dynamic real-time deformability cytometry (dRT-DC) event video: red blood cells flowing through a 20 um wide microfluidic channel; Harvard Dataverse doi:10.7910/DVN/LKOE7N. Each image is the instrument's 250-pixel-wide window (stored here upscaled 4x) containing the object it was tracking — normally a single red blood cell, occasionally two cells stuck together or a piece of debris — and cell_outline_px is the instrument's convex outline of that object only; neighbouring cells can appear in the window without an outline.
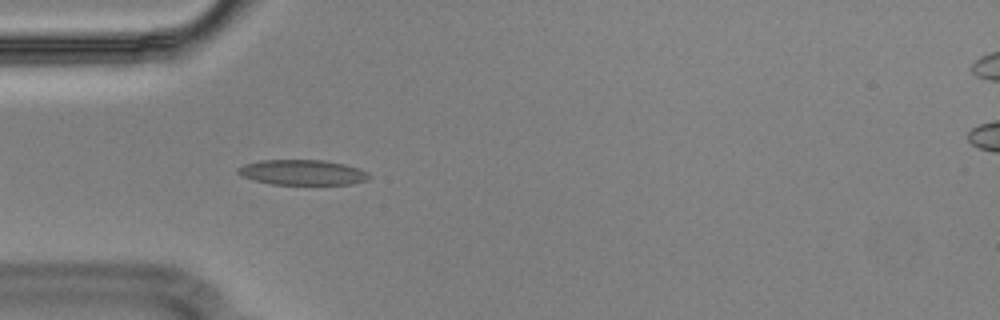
{"species": "Egyptian fruit bat (a non-hibernating species)", "species_latin": "Rousettus aegyptiacus", "temperature_condition": "cold", "stored_images_in_passage": 41, "segment_of_instrument_passage": [1, 2], "camera_frame_rate_fps": 3000, "um_per_image_px": 0.085, "animal": {"sex": "male"}, "frame": {"image": 1, "passage_image": 2, "time_ms": 0.333, "image_size_px": [1000, 320], "cell_outline_px": [[368, 180], [352, 184], [272, 184], [252, 180], [236, 172], [236, 168], [244, 164], [260, 160], [324, 160], [344, 164], [360, 168], [368, 172]], "centroid_in_image_um": [25.7, 14.65], "position_along_channel_um": 59.3, "area_um2": 19.31}}
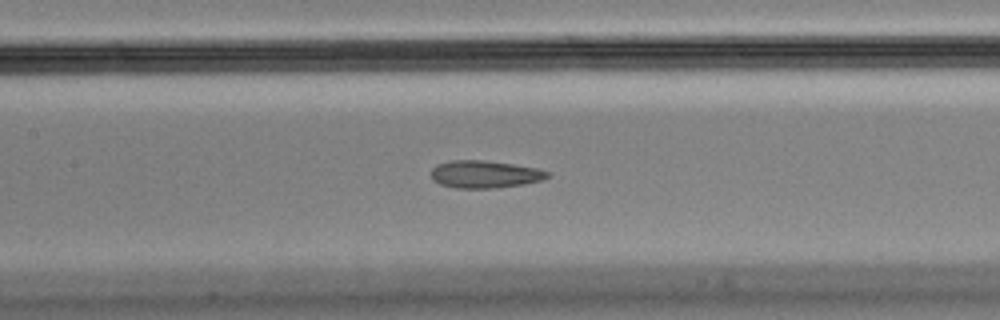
{"frame": {"image": 2, "passage_image": 11, "time_ms": 3.333, "image_size_px": [1000, 320], "cell_outline_px": [[552, 176], [540, 180], [524, 184], [492, 188], [456, 188], [440, 184], [432, 180], [432, 168], [436, 164], [452, 160], [480, 160], [512, 164], [536, 168], [552, 172]], "centroid_in_image_um": [41.21, 14.81], "position_along_channel_um": 166.2, "area_um2": 18.61}}
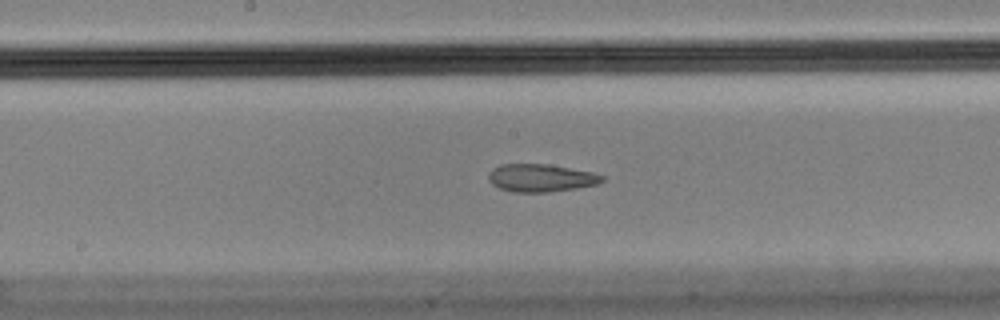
{"frame": {"image": 3, "passage_image": 14, "time_ms": 4.333, "image_size_px": [1000, 320], "cell_outline_px": [[604, 180], [596, 184], [576, 188], [548, 192], [512, 192], [500, 188], [492, 184], [488, 180], [488, 172], [492, 168], [500, 164], [548, 164], [592, 172], [604, 176]], "centroid_in_image_um": [45.93, 15.12], "position_along_channel_um": 202.3, "area_um2": 18.38}}